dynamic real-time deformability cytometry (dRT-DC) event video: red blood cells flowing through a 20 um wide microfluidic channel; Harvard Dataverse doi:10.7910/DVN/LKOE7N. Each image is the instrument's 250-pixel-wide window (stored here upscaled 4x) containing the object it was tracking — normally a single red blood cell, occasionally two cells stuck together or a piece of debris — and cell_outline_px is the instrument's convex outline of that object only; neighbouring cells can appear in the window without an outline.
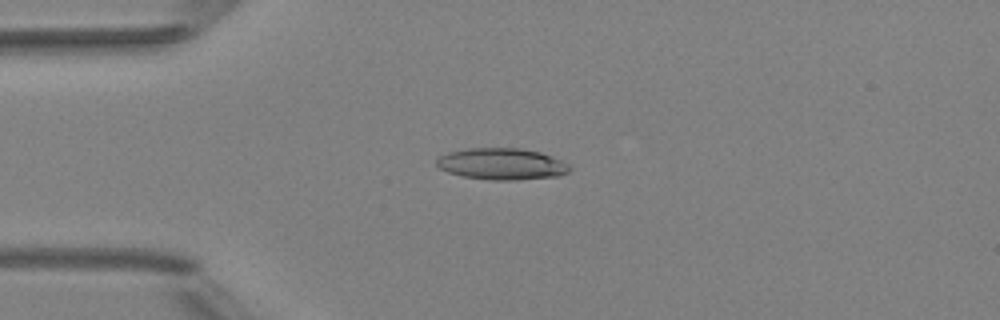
{"species": "Egyptian fruit bat (a non-hibernating species)", "species_latin": "Rousettus aegyptiacus", "temperature_condition": "room temperature", "stored_images_in_passage": 5, "camera_frame_rate_fps": 3000, "um_per_image_px": 0.085, "animal": {"sex": "female"}, "frame": {"image": 1, "passage_image": 3, "time_ms": 2.333, "image_size_px": [1000, 320], "cell_outline_px": [[572, 168], [568, 172], [560, 176], [516, 180], [488, 180], [464, 176], [448, 172], [440, 168], [436, 164], [436, 160], [440, 156], [448, 152], [468, 148], [520, 148], [540, 152], [552, 156], [568, 164]], "centroid_in_image_um": [42.67, 13.94], "position_along_channel_um": 42.3, "area_um2": 24.51}}
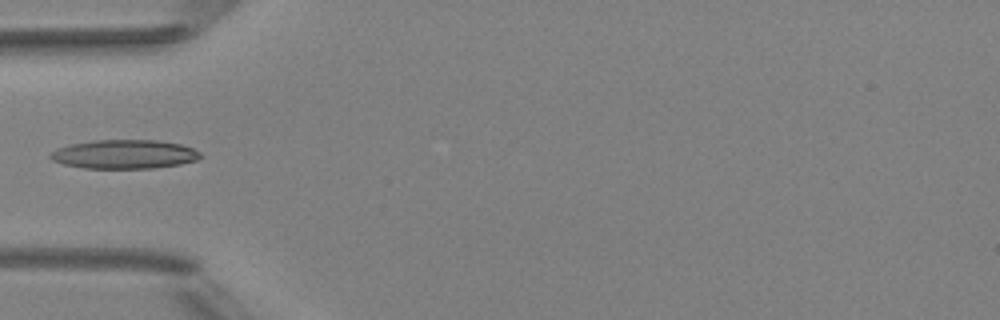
{"frame": {"image": 2, "passage_image": 4, "time_ms": 3.667, "image_size_px": [1000, 320], "cell_outline_px": [[200, 156], [196, 160], [180, 164], [152, 168], [84, 168], [64, 164], [52, 160], [48, 156], [56, 148], [72, 144], [96, 140], [156, 140], [180, 144], [192, 148], [200, 152]], "centroid_in_image_um": [10.55, 13.11], "position_along_channel_um": 74.5, "area_um2": 25.09}}
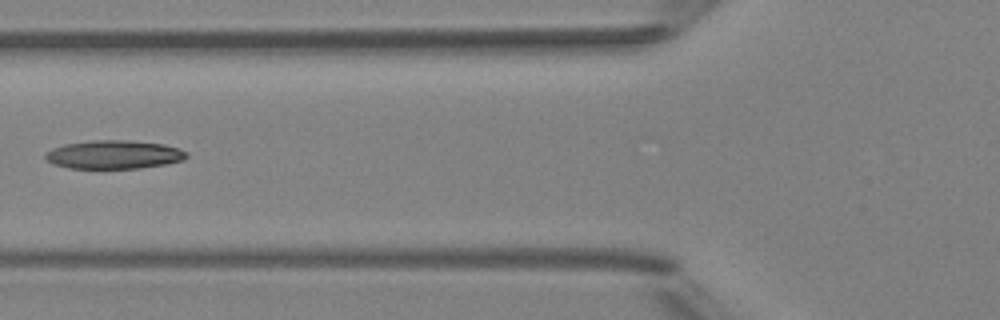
{"frame": {"image": 3, "passage_image": 5, "time_ms": 4.667, "image_size_px": [1000, 320], "cell_outline_px": [[188, 156], [184, 160], [164, 164], [140, 168], [68, 168], [52, 164], [44, 156], [52, 148], [64, 144], [92, 140], [128, 140], [164, 144], [180, 148], [188, 152]], "centroid_in_image_um": [9.71, 13.13], "position_along_channel_um": 116.1, "area_um2": 23.52}}